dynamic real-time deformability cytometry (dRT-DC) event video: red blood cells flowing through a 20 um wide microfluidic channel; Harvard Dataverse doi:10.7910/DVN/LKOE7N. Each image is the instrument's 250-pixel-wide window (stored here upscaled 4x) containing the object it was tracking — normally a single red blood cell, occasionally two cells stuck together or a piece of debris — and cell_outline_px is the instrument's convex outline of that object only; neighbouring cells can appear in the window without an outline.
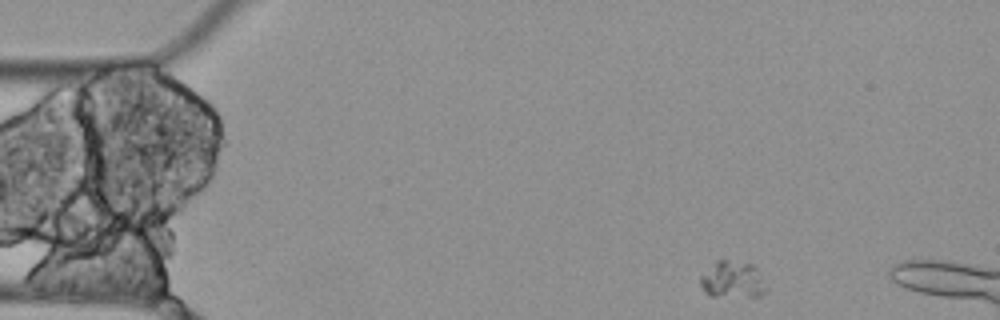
{"species": "Egyptian fruit bat (a non-hibernating species)", "species_latin": "Rousettus aegyptiacus", "temperature_condition": "cold", "stored_images_in_passage": 2, "camera_frame_rate_fps": 3000, "um_per_image_px": 0.085, "animal": {"sex": "female"}, "frame": {"image": 1, "passage_image": 1, "time_ms": 0.0, "image_size_px": [1000, 320], "cell_outline_px": [[768, 292], [760, 296], [708, 296], [704, 292], [700, 284], [700, 276], [716, 260], [724, 260], [752, 264], [756, 268]], "centroid_in_image_um": [62.23, 23.79], "position_along_channel_um": 22.8, "area_um2": 14.05}}